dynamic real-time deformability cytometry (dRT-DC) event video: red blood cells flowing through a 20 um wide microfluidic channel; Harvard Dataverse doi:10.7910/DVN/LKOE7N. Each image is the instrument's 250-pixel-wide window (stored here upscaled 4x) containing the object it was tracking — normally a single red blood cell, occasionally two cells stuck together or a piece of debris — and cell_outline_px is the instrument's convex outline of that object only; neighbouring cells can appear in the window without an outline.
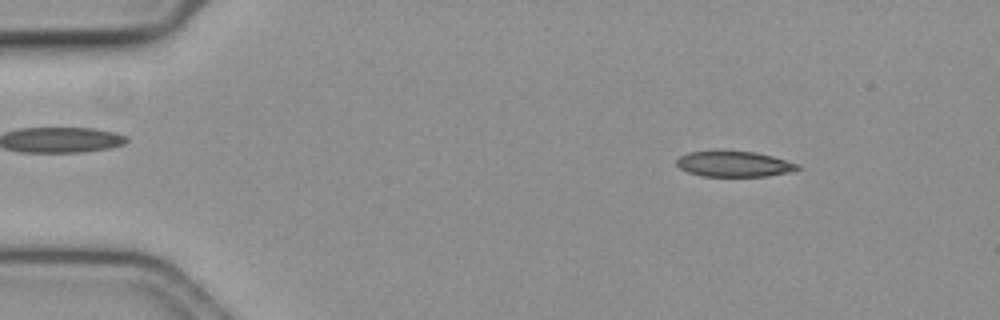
{"species": "common noctule bat (a hibernating species)", "species_latin": "Nyctalus noctula", "temperature_condition": "cold", "stored_images_in_passage": 57, "camera_frame_rate_fps": 3000, "um_per_image_px": 0.085, "animal": {"sex": "female", "body_mass_g": 19.3, "forearm_length_mm": 54.1}, "frame": {"image": 1, "passage_image": 7, "time_ms": 2.0, "image_size_px": [1000, 320], "cell_outline_px": [[800, 168], [788, 172], [768, 176], [704, 176], [688, 172], [680, 168], [676, 164], [676, 160], [680, 156], [688, 152], [716, 148], [756, 152], [772, 156], [800, 164]], "centroid_in_image_um": [62.35, 13.89], "position_along_channel_um": 22.7, "area_um2": 18.67}}
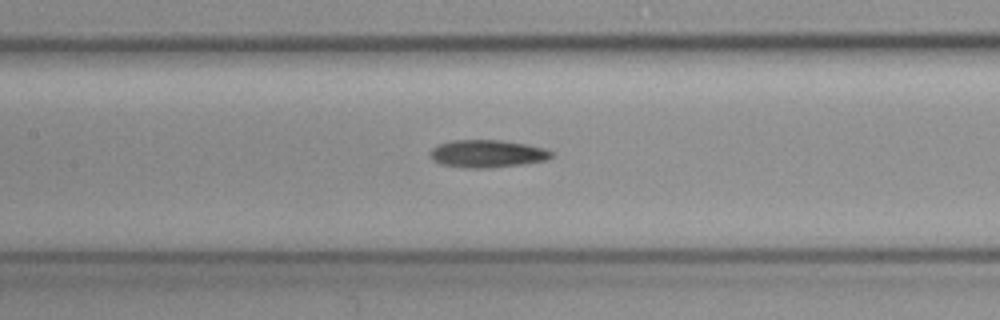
{"frame": {"image": 2, "passage_image": 26, "time_ms": 8.333, "image_size_px": [1000, 320], "cell_outline_px": [[552, 156], [548, 160], [524, 164], [488, 168], [468, 168], [440, 164], [432, 160], [432, 148], [440, 144], [452, 140], [500, 140], [524, 144], [544, 148], [552, 152]], "centroid_in_image_um": [41.43, 13.07], "position_along_channel_um": 166.0, "area_um2": 19.36}}
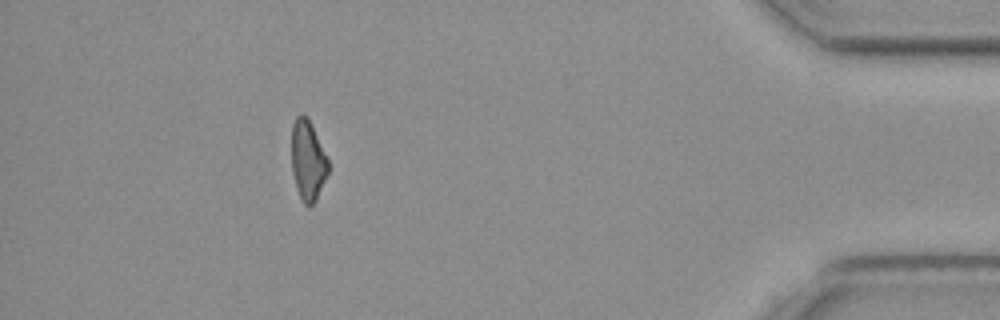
{"frame": {"image": 3, "passage_image": 51, "time_ms": 16.667, "image_size_px": [1000, 320], "cell_outline_px": [[328, 172], [316, 200], [308, 208], [304, 204], [296, 188], [292, 172], [292, 124], [296, 116], [300, 112], [308, 116], [328, 160]], "centroid_in_image_um": [26.15, 13.61], "position_along_channel_um": 409.1, "area_um2": 17.11}, "authors_computed_cell_mechanics": {"area_um2": 18.785, "velocity_mm_per_s": 3.6016, "shape_relaxation_time_tau1_ms": 6.8044, "shape_relaxation_time_tau2_ms": null, "deformation_change_tau1": 0.149, "deformation_change_tau2": null}}